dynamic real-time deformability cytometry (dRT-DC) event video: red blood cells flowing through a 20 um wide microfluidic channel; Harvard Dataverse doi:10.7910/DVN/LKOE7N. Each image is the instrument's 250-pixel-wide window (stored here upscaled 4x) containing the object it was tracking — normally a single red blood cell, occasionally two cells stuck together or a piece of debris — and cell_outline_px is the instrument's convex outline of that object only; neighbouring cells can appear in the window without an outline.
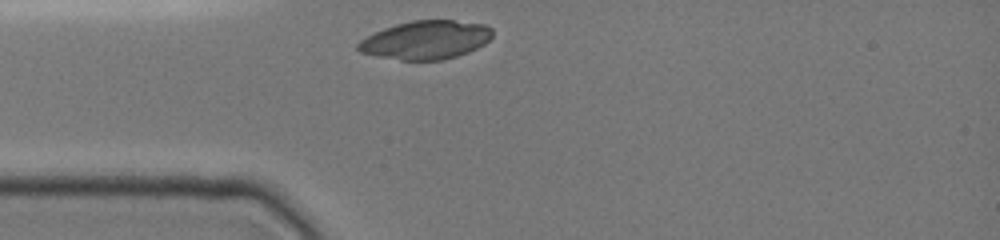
{"species": "common noctule bat (a hibernating species)", "species_latin": "Nyctalus noctula", "temperature_condition": "cold", "stored_images_in_passage": 3, "camera_frame_rate_fps": 3000, "um_per_image_px": 0.085, "animal": {"sex": "female", "body_mass_g": 19.0, "forearm_length_mm": 51.5}, "frame": {"image": 1, "passage_image": 1, "time_ms": 0.0, "image_size_px": [1000, 240], "cell_outline_px": [[492, 36], [484, 44], [468, 52], [444, 60], [400, 60], [376, 56], [360, 52], [356, 48], [356, 44], [360, 40], [384, 28], [396, 24], [412, 20], [452, 20], [484, 24], [492, 28]], "centroid_in_image_um": [36.18, 3.4], "position_along_channel_um": 48.8, "area_um2": 30.11}}
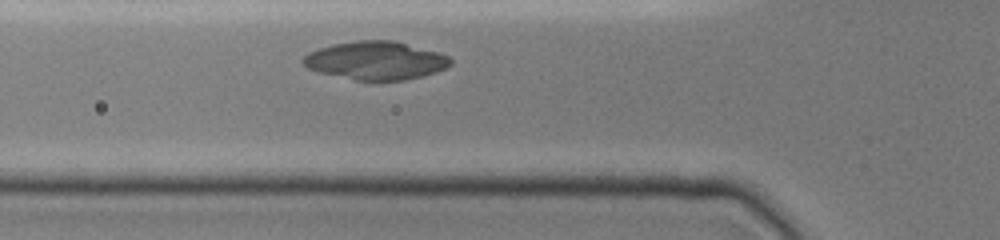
{"frame": {"image": 2, "passage_image": 3, "time_ms": 1.333, "image_size_px": [1000, 240], "cell_outline_px": [[452, 64], [448, 68], [436, 72], [404, 80], [356, 80], [320, 72], [308, 68], [300, 60], [308, 52], [332, 44], [360, 40], [392, 40], [440, 52], [448, 56], [452, 60]], "centroid_in_image_um": [31.96, 5.14], "position_along_channel_um": 93.8, "area_um2": 32.77}}